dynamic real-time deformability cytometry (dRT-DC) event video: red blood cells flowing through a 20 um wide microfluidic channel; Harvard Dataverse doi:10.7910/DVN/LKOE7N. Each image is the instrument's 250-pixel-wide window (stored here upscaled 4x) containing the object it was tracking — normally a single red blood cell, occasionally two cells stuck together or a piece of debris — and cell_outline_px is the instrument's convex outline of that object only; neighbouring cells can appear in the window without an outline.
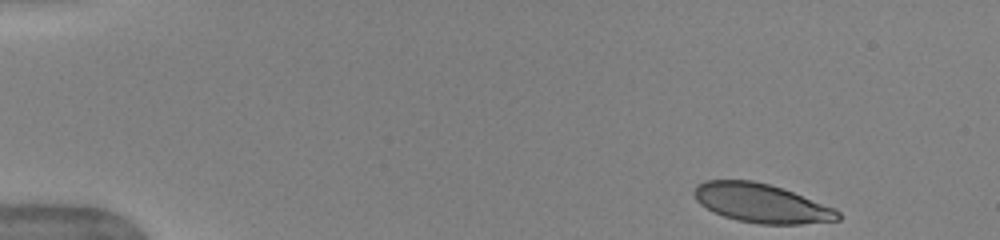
{"species": "human", "species_latin": "Homo sapiens", "temperature_condition": "warm", "stored_images_in_passage": 42, "camera_frame_rate_fps": 3000, "um_per_image_px": 0.085, "donor": {"sex": "female"}, "frame": {"image": 1, "passage_image": 1, "time_ms": 0.0, "image_size_px": [1000, 240], "cell_outline_px": [[840, 220], [800, 224], [760, 224], [736, 220], [724, 216], [700, 204], [696, 200], [692, 192], [696, 184], [704, 180], [752, 180], [768, 184], [792, 192], [836, 208], [840, 212]], "centroid_in_image_um": [64.71, 17.27], "position_along_channel_um": 20.3, "area_um2": 32.54}}
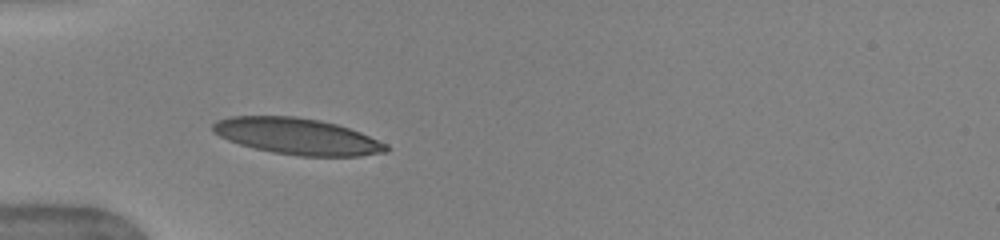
{"frame": {"image": 2, "passage_image": 12, "time_ms": 3.667, "image_size_px": [1000, 240], "cell_outline_px": [[388, 152], [360, 156], [300, 156], [272, 152], [240, 144], [228, 140], [212, 132], [212, 124], [216, 120], [232, 116], [296, 116], [320, 120], [336, 124], [360, 132], [388, 144]], "centroid_in_image_um": [25.27, 11.58], "position_along_channel_um": 59.7, "area_um2": 36.7}}
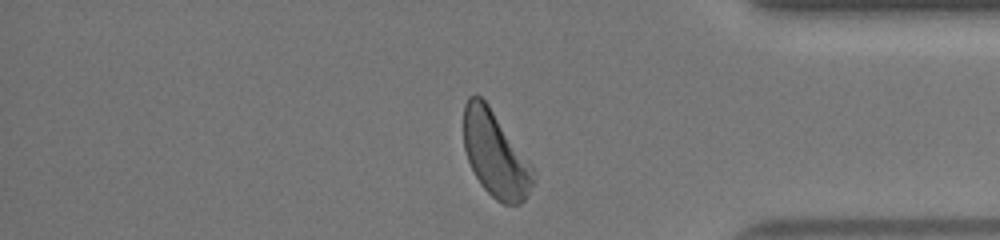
{"frame": {"image": 3, "passage_image": 39, "time_ms": 12.667, "image_size_px": [1000, 240], "cell_outline_px": [[536, 184], [524, 200], [520, 204], [504, 204], [496, 200], [480, 184], [468, 160], [464, 148], [464, 104], [468, 96], [480, 96], [488, 104], [532, 164], [536, 172]], "centroid_in_image_um": [42.15, 13.14], "position_along_channel_um": 393.1, "area_um2": 34.85}, "authors_computed_cell_mechanics": {"area_um2": 35.3447, "velocity_mm_per_s": 3.9496, "shape_relaxation_time_tau1_ms": 3.3001, "shape_relaxation_time_tau2_ms": 1.0524, "deformation_change_tau1": 0.1416, "deformation_change_tau2": 0.0803}}